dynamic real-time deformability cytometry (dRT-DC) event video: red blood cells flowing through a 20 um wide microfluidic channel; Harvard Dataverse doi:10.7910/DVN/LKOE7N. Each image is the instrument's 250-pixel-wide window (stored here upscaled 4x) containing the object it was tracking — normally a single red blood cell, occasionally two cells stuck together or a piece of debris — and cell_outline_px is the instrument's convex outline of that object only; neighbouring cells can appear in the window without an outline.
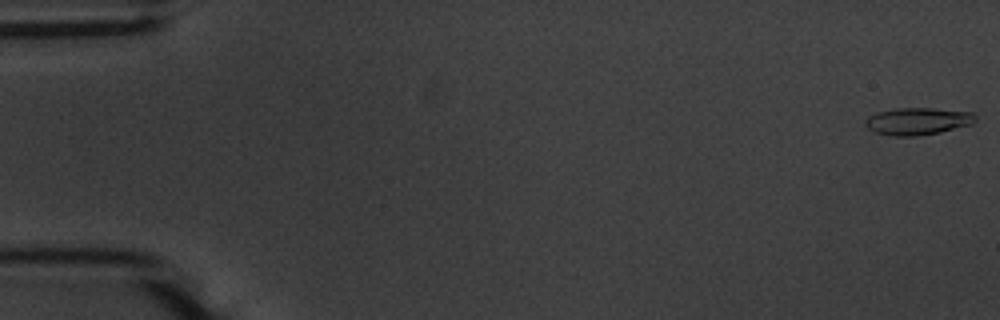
{"species": "common noctule bat (a hibernating species)", "species_latin": "Nyctalus noctula", "temperature_condition": "warm", "stored_images_in_passage": 56, "camera_frame_rate_fps": 3000, "um_per_image_px": 0.085, "animal": {"sex": "male", "body_mass_g": 20.1, "forearm_length_mm": 53.5}, "frame": {"image": 1, "passage_image": 1, "time_ms": 0.0, "image_size_px": [1000, 320], "cell_outline_px": [[976, 120], [972, 124], [940, 132], [916, 136], [892, 136], [876, 132], [868, 128], [864, 124], [864, 120], [868, 116], [876, 112], [896, 108], [932, 108], [972, 112], [976, 116]], "centroid_in_image_um": [77.98, 10.3], "position_along_channel_um": 7.0, "area_um2": 17.51}}
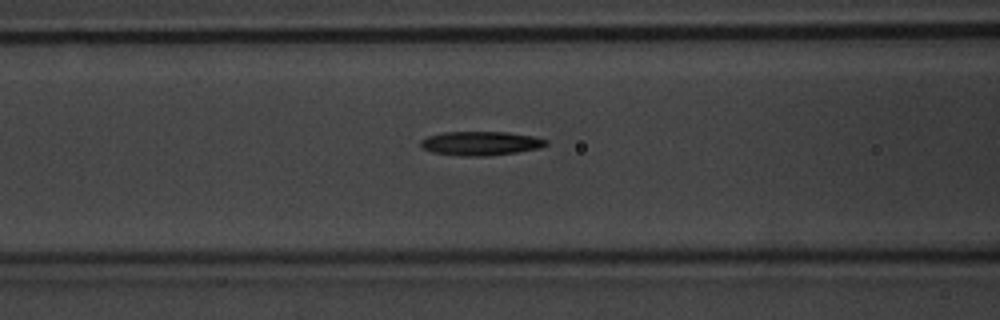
{"frame": {"image": 2, "passage_image": 23, "time_ms": 7.333, "image_size_px": [1000, 320], "cell_outline_px": [[548, 144], [540, 148], [516, 152], [484, 156], [464, 156], [432, 152], [424, 148], [420, 144], [420, 140], [428, 136], [444, 132], [508, 132], [532, 136], [548, 140]], "centroid_in_image_um": [40.87, 12.18], "position_along_channel_um": 125.7, "area_um2": 17.4}}
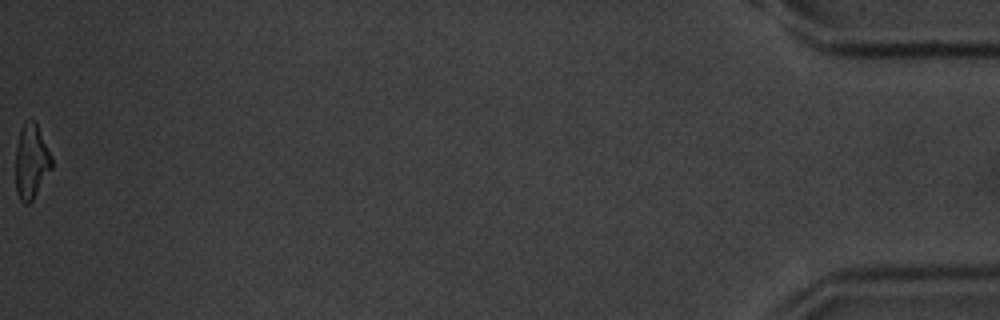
{"frame": {"image": 3, "passage_image": 56, "time_ms": 18.333, "image_size_px": [1000, 320], "cell_outline_px": [[52, 168], [32, 200], [28, 204], [24, 204], [20, 200], [16, 188], [16, 148], [20, 132], [24, 124], [32, 116], [36, 120], [52, 156]], "centroid_in_image_um": [2.68, 13.69], "position_along_channel_um": 432.5, "area_um2": 15.72}, "authors_computed_cell_mechanics": {"area_um2": 17.051, "velocity_mm_per_s": 3.6748, "shape_relaxation_time_tau1_ms": 3.2641, "shape_relaxation_time_tau2_ms": 8.6227, "deformation_change_tau1": 0.171, "deformation_change_tau2": 0.2209}}